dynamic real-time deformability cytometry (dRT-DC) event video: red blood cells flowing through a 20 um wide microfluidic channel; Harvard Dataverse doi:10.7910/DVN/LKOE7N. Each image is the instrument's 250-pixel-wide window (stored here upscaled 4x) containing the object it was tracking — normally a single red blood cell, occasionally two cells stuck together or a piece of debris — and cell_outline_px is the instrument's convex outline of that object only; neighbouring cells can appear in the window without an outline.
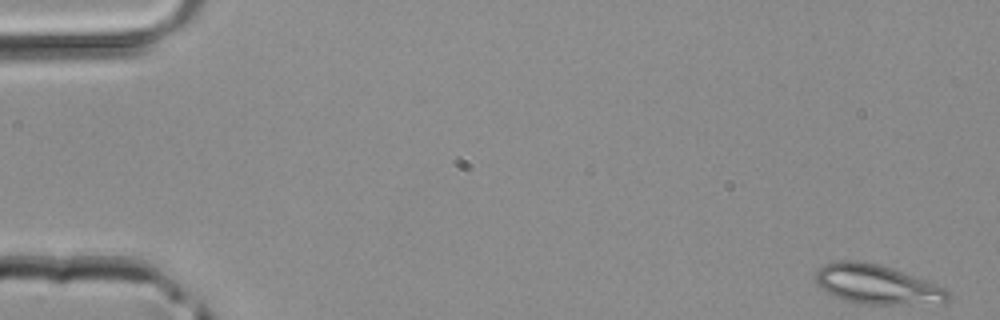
{"species": "common noctule bat (a hibernating species)", "species_latin": "Nyctalus noctula", "temperature_condition": "room temperature", "stored_images_in_passage": 45, "camera_frame_rate_fps": 3000, "um_per_image_px": 0.085, "animal": {"sex": "male", "body_mass_g": 20.4}, "frame": {"image": 1, "passage_image": 1, "time_ms": 0.0, "image_size_px": [1000, 320], "cell_outline_px": [[952, 296], [944, 304], [856, 304], [844, 300], [820, 288], [816, 284], [816, 272], [824, 264], [836, 260], [856, 260], [880, 264], [892, 268], [948, 288], [952, 292]], "centroid_in_image_um": [74.6, 24.19], "position_along_channel_um": 10.4, "area_um2": 30.92}}
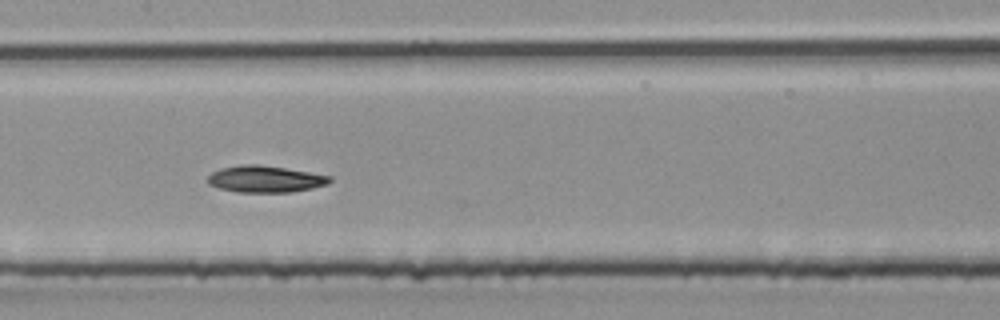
{"frame": {"image": 2, "passage_image": 22, "time_ms": 7.0, "image_size_px": [1000, 320], "cell_outline_px": [[332, 180], [328, 184], [312, 188], [292, 192], [236, 192], [220, 188], [208, 184], [208, 176], [212, 172], [220, 168], [240, 164], [260, 164], [332, 176]], "centroid_in_image_um": [22.53, 15.21], "position_along_channel_um": 184.9, "area_um2": 19.02}}
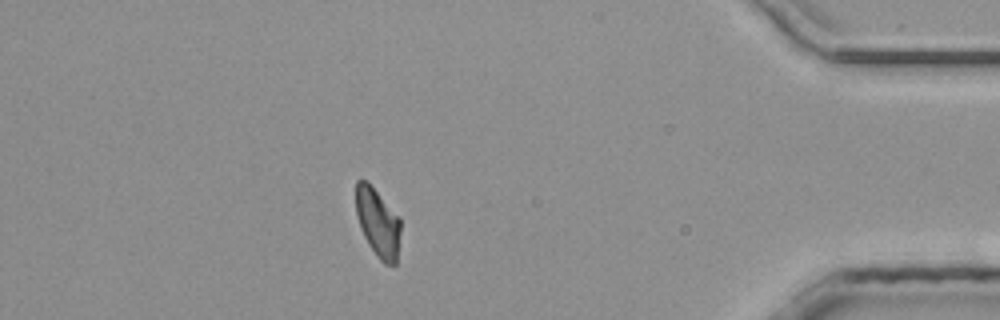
{"frame": {"image": 3, "passage_image": 39, "time_ms": 12.667, "image_size_px": [1000, 320], "cell_outline_px": [[400, 232], [396, 264], [384, 264], [376, 256], [368, 244], [360, 228], [356, 212], [356, 180], [364, 180], [376, 192], [400, 220]], "centroid_in_image_um": [32.09, 18.99], "position_along_channel_um": 403.1, "area_um2": 17.28}}